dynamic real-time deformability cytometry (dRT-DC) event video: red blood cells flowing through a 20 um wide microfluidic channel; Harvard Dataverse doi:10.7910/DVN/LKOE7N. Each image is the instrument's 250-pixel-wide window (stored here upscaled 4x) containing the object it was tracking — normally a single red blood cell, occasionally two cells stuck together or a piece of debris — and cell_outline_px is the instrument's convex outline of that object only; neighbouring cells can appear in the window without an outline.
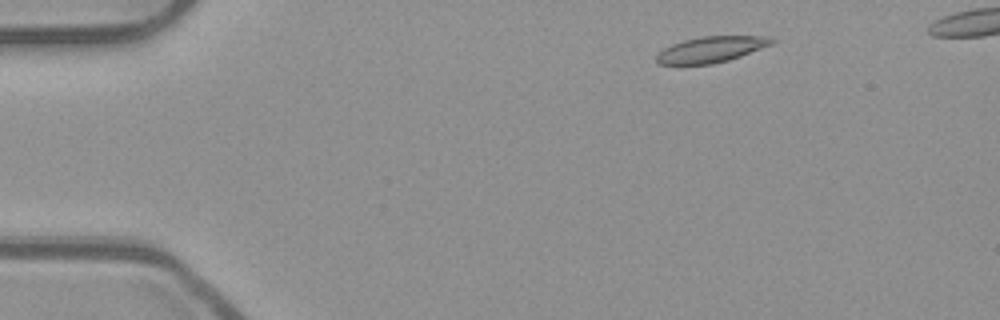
{"species": "common noctule bat (a hibernating species)", "species_latin": "Nyctalus noctula", "temperature_condition": "room temperature", "stored_images_in_passage": 44, "camera_frame_rate_fps": 3000, "um_per_image_px": 0.085, "animal": {"sex": "male", "body_mass_g": 23.1, "forearm_length_mm": 52.7}, "frame": {"image": 1, "passage_image": 1, "time_ms": 0.0, "image_size_px": [1000, 320], "cell_outline_px": [[776, 40], [772, 44], [740, 56], [728, 60], [712, 64], [656, 64], [656, 56], [664, 48], [672, 44], [684, 40], [700, 36], [772, 36]], "centroid_in_image_um": [60.46, 4.19], "position_along_channel_um": 24.5, "area_um2": 17.34}}
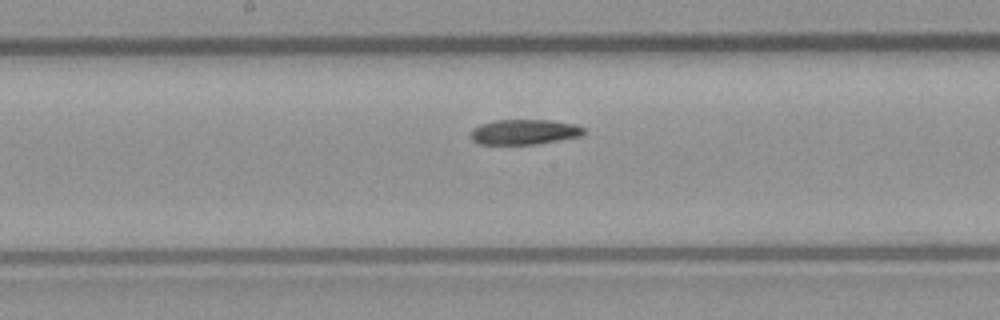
{"frame": {"image": 2, "passage_image": 21, "time_ms": 6.667, "image_size_px": [1000, 320], "cell_outline_px": [[588, 132], [580, 136], [536, 144], [480, 144], [472, 140], [468, 136], [472, 128], [480, 124], [496, 120], [548, 120], [576, 124], [584, 128]], "centroid_in_image_um": [44.54, 11.21], "position_along_channel_um": 203.7, "area_um2": 16.7}}
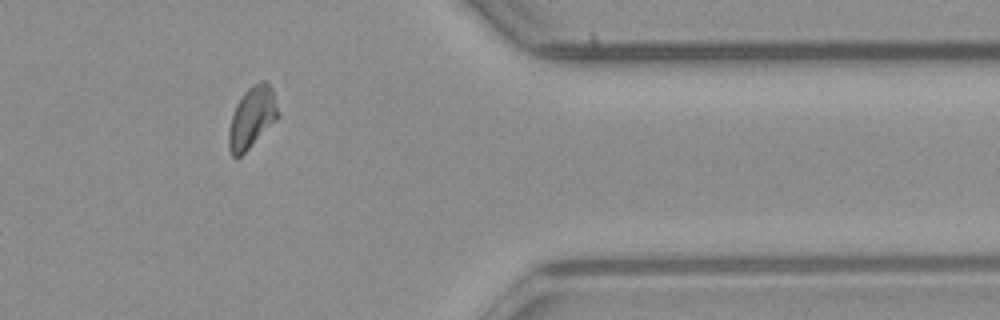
{"frame": {"image": 3, "passage_image": 37, "time_ms": 12.0, "image_size_px": [1000, 320], "cell_outline_px": [[280, 116], [240, 156], [232, 156], [228, 148], [228, 132], [232, 116], [236, 104], [244, 92], [248, 88], [260, 80], [264, 80], [272, 88]], "centroid_in_image_um": [21.41, 9.96], "position_along_channel_um": 390.0, "area_um2": 17.34}}